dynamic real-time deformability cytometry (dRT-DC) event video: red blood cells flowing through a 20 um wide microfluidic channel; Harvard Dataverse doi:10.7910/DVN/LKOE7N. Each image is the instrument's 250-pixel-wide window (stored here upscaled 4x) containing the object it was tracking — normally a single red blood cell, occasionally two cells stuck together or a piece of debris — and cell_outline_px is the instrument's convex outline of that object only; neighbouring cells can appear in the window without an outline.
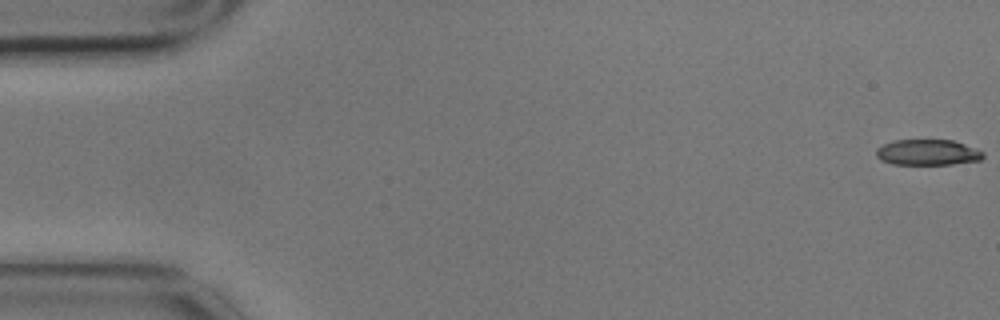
{"species": "common noctule bat (a hibernating species)", "species_latin": "Nyctalus noctula", "temperature_condition": "cold", "stored_images_in_passage": 5, "camera_frame_rate_fps": 3000, "um_per_image_px": 0.085, "animal": {"sex": "male", "body_mass_g": 17.9}, "frame": {"image": 1, "passage_image": 1, "time_ms": 0.0, "image_size_px": [1000, 320], "cell_outline_px": [[984, 156], [980, 160], [952, 164], [892, 164], [880, 160], [876, 156], [876, 148], [892, 140], [952, 140], [964, 144], [984, 152]], "centroid_in_image_um": [78.82, 12.95], "position_along_channel_um": 6.2, "area_um2": 16.01}}